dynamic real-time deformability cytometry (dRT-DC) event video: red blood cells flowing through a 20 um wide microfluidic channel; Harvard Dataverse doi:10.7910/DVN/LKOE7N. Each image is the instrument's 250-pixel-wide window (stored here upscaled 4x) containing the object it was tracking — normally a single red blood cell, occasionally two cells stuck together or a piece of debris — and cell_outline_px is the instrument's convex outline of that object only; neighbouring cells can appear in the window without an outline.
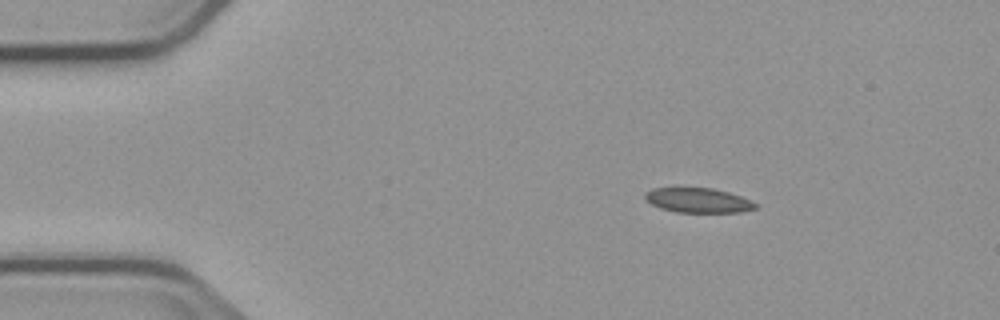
{"species": "common noctule bat (a hibernating species)", "species_latin": "Nyctalus noctula", "temperature_condition": "cold", "stored_images_in_passage": 3, "camera_frame_rate_fps": 3000, "um_per_image_px": 0.085, "animal": {"sex": "male", "body_mass_g": 23.1, "forearm_length_mm": 52.7}, "frame": {"image": 1, "passage_image": 1, "time_ms": 0.0, "image_size_px": [1000, 320], "cell_outline_px": [[760, 204], [756, 208], [740, 212], [676, 212], [660, 208], [644, 200], [644, 192], [652, 188], [712, 188], [728, 192], [740, 196]], "centroid_in_image_um": [59.32, 17.03], "position_along_channel_um": 25.7, "area_um2": 15.95}}